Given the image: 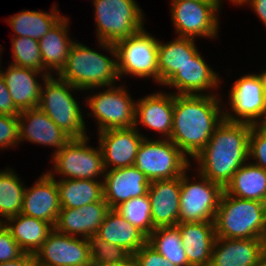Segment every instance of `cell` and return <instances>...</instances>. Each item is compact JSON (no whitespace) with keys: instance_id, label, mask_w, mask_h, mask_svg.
<instances>
[{"instance_id":"obj_48","label":"cell","mask_w":266,"mask_h":266,"mask_svg":"<svg viewBox=\"0 0 266 266\" xmlns=\"http://www.w3.org/2000/svg\"><path fill=\"white\" fill-rule=\"evenodd\" d=\"M254 266H266V255L261 258Z\"/></svg>"},{"instance_id":"obj_24","label":"cell","mask_w":266,"mask_h":266,"mask_svg":"<svg viewBox=\"0 0 266 266\" xmlns=\"http://www.w3.org/2000/svg\"><path fill=\"white\" fill-rule=\"evenodd\" d=\"M1 74L14 105L20 111L38 108L42 84L37 77L40 75L43 81L47 76L44 72L10 64L6 71L2 69Z\"/></svg>"},{"instance_id":"obj_12","label":"cell","mask_w":266,"mask_h":266,"mask_svg":"<svg viewBox=\"0 0 266 266\" xmlns=\"http://www.w3.org/2000/svg\"><path fill=\"white\" fill-rule=\"evenodd\" d=\"M171 19L178 37L218 38V7L215 0L171 1ZM217 36V37H216Z\"/></svg>"},{"instance_id":"obj_27","label":"cell","mask_w":266,"mask_h":266,"mask_svg":"<svg viewBox=\"0 0 266 266\" xmlns=\"http://www.w3.org/2000/svg\"><path fill=\"white\" fill-rule=\"evenodd\" d=\"M108 243L122 246L132 256L147 242L148 237L125 220L115 209H110L96 234Z\"/></svg>"},{"instance_id":"obj_41","label":"cell","mask_w":266,"mask_h":266,"mask_svg":"<svg viewBox=\"0 0 266 266\" xmlns=\"http://www.w3.org/2000/svg\"><path fill=\"white\" fill-rule=\"evenodd\" d=\"M137 266H175L146 242L134 255Z\"/></svg>"},{"instance_id":"obj_40","label":"cell","mask_w":266,"mask_h":266,"mask_svg":"<svg viewBox=\"0 0 266 266\" xmlns=\"http://www.w3.org/2000/svg\"><path fill=\"white\" fill-rule=\"evenodd\" d=\"M23 254L24 252L4 225L0 229V263L16 260Z\"/></svg>"},{"instance_id":"obj_3","label":"cell","mask_w":266,"mask_h":266,"mask_svg":"<svg viewBox=\"0 0 266 266\" xmlns=\"http://www.w3.org/2000/svg\"><path fill=\"white\" fill-rule=\"evenodd\" d=\"M98 43L99 48L111 53V58L75 41L65 66L56 76L83 91L115 85L120 80L115 46L109 42Z\"/></svg>"},{"instance_id":"obj_17","label":"cell","mask_w":266,"mask_h":266,"mask_svg":"<svg viewBox=\"0 0 266 266\" xmlns=\"http://www.w3.org/2000/svg\"><path fill=\"white\" fill-rule=\"evenodd\" d=\"M55 173H44L25 188L21 213L50 223L53 227L61 210Z\"/></svg>"},{"instance_id":"obj_33","label":"cell","mask_w":266,"mask_h":266,"mask_svg":"<svg viewBox=\"0 0 266 266\" xmlns=\"http://www.w3.org/2000/svg\"><path fill=\"white\" fill-rule=\"evenodd\" d=\"M176 226L156 227L147 242L175 266H190Z\"/></svg>"},{"instance_id":"obj_39","label":"cell","mask_w":266,"mask_h":266,"mask_svg":"<svg viewBox=\"0 0 266 266\" xmlns=\"http://www.w3.org/2000/svg\"><path fill=\"white\" fill-rule=\"evenodd\" d=\"M20 144L18 116L0 114V149Z\"/></svg>"},{"instance_id":"obj_26","label":"cell","mask_w":266,"mask_h":266,"mask_svg":"<svg viewBox=\"0 0 266 266\" xmlns=\"http://www.w3.org/2000/svg\"><path fill=\"white\" fill-rule=\"evenodd\" d=\"M69 20L63 16L40 40L39 48L43 60V72L57 75L65 66L69 51L75 40L68 35ZM52 70V71H51Z\"/></svg>"},{"instance_id":"obj_6","label":"cell","mask_w":266,"mask_h":266,"mask_svg":"<svg viewBox=\"0 0 266 266\" xmlns=\"http://www.w3.org/2000/svg\"><path fill=\"white\" fill-rule=\"evenodd\" d=\"M98 41L115 43L144 28V13L135 0H93Z\"/></svg>"},{"instance_id":"obj_47","label":"cell","mask_w":266,"mask_h":266,"mask_svg":"<svg viewBox=\"0 0 266 266\" xmlns=\"http://www.w3.org/2000/svg\"><path fill=\"white\" fill-rule=\"evenodd\" d=\"M259 79L261 80L262 86L266 94V70H263L261 73H257Z\"/></svg>"},{"instance_id":"obj_14","label":"cell","mask_w":266,"mask_h":266,"mask_svg":"<svg viewBox=\"0 0 266 266\" xmlns=\"http://www.w3.org/2000/svg\"><path fill=\"white\" fill-rule=\"evenodd\" d=\"M34 255L39 266H76L92 262L88 239L66 235L55 229Z\"/></svg>"},{"instance_id":"obj_35","label":"cell","mask_w":266,"mask_h":266,"mask_svg":"<svg viewBox=\"0 0 266 266\" xmlns=\"http://www.w3.org/2000/svg\"><path fill=\"white\" fill-rule=\"evenodd\" d=\"M115 210L124 217L126 221L141 230L147 237L155 229L151 218V204L148 194L131 198L121 203Z\"/></svg>"},{"instance_id":"obj_5","label":"cell","mask_w":266,"mask_h":266,"mask_svg":"<svg viewBox=\"0 0 266 266\" xmlns=\"http://www.w3.org/2000/svg\"><path fill=\"white\" fill-rule=\"evenodd\" d=\"M43 81L38 108L71 138L86 137L88 134L83 112L72 95V92L81 90L53 74L46 76Z\"/></svg>"},{"instance_id":"obj_11","label":"cell","mask_w":266,"mask_h":266,"mask_svg":"<svg viewBox=\"0 0 266 266\" xmlns=\"http://www.w3.org/2000/svg\"><path fill=\"white\" fill-rule=\"evenodd\" d=\"M92 94L86 100L91 110L87 115L97 120L98 132L134 127L136 101L125 87L112 85Z\"/></svg>"},{"instance_id":"obj_7","label":"cell","mask_w":266,"mask_h":266,"mask_svg":"<svg viewBox=\"0 0 266 266\" xmlns=\"http://www.w3.org/2000/svg\"><path fill=\"white\" fill-rule=\"evenodd\" d=\"M158 40L143 28L114 43L120 79L131 75L152 78L159 84Z\"/></svg>"},{"instance_id":"obj_8","label":"cell","mask_w":266,"mask_h":266,"mask_svg":"<svg viewBox=\"0 0 266 266\" xmlns=\"http://www.w3.org/2000/svg\"><path fill=\"white\" fill-rule=\"evenodd\" d=\"M134 166L149 181L177 178L192 167L189 158L170 139L163 138H144Z\"/></svg>"},{"instance_id":"obj_51","label":"cell","mask_w":266,"mask_h":266,"mask_svg":"<svg viewBox=\"0 0 266 266\" xmlns=\"http://www.w3.org/2000/svg\"><path fill=\"white\" fill-rule=\"evenodd\" d=\"M2 48L0 47V56H1V50ZM1 59V58H0ZM0 65H1V63H0ZM0 68H1V66H0ZM1 72H2V69H0V74H1Z\"/></svg>"},{"instance_id":"obj_21","label":"cell","mask_w":266,"mask_h":266,"mask_svg":"<svg viewBox=\"0 0 266 266\" xmlns=\"http://www.w3.org/2000/svg\"><path fill=\"white\" fill-rule=\"evenodd\" d=\"M266 255V239L216 237L209 266H254Z\"/></svg>"},{"instance_id":"obj_16","label":"cell","mask_w":266,"mask_h":266,"mask_svg":"<svg viewBox=\"0 0 266 266\" xmlns=\"http://www.w3.org/2000/svg\"><path fill=\"white\" fill-rule=\"evenodd\" d=\"M149 179L135 166L105 170L103 178V199L110 209L131 198L147 194Z\"/></svg>"},{"instance_id":"obj_4","label":"cell","mask_w":266,"mask_h":266,"mask_svg":"<svg viewBox=\"0 0 266 266\" xmlns=\"http://www.w3.org/2000/svg\"><path fill=\"white\" fill-rule=\"evenodd\" d=\"M214 226L216 237L266 239V203L241 199L223 191Z\"/></svg>"},{"instance_id":"obj_42","label":"cell","mask_w":266,"mask_h":266,"mask_svg":"<svg viewBox=\"0 0 266 266\" xmlns=\"http://www.w3.org/2000/svg\"><path fill=\"white\" fill-rule=\"evenodd\" d=\"M20 110L14 105L5 80L0 74V114L17 116Z\"/></svg>"},{"instance_id":"obj_30","label":"cell","mask_w":266,"mask_h":266,"mask_svg":"<svg viewBox=\"0 0 266 266\" xmlns=\"http://www.w3.org/2000/svg\"><path fill=\"white\" fill-rule=\"evenodd\" d=\"M224 191L241 199L266 203V170L247 161L235 172Z\"/></svg>"},{"instance_id":"obj_19","label":"cell","mask_w":266,"mask_h":266,"mask_svg":"<svg viewBox=\"0 0 266 266\" xmlns=\"http://www.w3.org/2000/svg\"><path fill=\"white\" fill-rule=\"evenodd\" d=\"M18 116L20 142L29 141L43 146L56 147L58 152L72 138L39 108L25 109Z\"/></svg>"},{"instance_id":"obj_23","label":"cell","mask_w":266,"mask_h":266,"mask_svg":"<svg viewBox=\"0 0 266 266\" xmlns=\"http://www.w3.org/2000/svg\"><path fill=\"white\" fill-rule=\"evenodd\" d=\"M181 176L150 181L147 191L153 226H176L179 223Z\"/></svg>"},{"instance_id":"obj_49","label":"cell","mask_w":266,"mask_h":266,"mask_svg":"<svg viewBox=\"0 0 266 266\" xmlns=\"http://www.w3.org/2000/svg\"><path fill=\"white\" fill-rule=\"evenodd\" d=\"M76 266H95V265L92 262H89V263H85L82 265H76Z\"/></svg>"},{"instance_id":"obj_46","label":"cell","mask_w":266,"mask_h":266,"mask_svg":"<svg viewBox=\"0 0 266 266\" xmlns=\"http://www.w3.org/2000/svg\"><path fill=\"white\" fill-rule=\"evenodd\" d=\"M222 1L223 0H215V2L217 3L218 7L221 9V5H222ZM231 3L233 4H237L239 6L243 5V4H247L248 0H229Z\"/></svg>"},{"instance_id":"obj_45","label":"cell","mask_w":266,"mask_h":266,"mask_svg":"<svg viewBox=\"0 0 266 266\" xmlns=\"http://www.w3.org/2000/svg\"><path fill=\"white\" fill-rule=\"evenodd\" d=\"M95 266H137V265H136V262H135L133 256H131L125 262L105 263V264H102V265H95Z\"/></svg>"},{"instance_id":"obj_36","label":"cell","mask_w":266,"mask_h":266,"mask_svg":"<svg viewBox=\"0 0 266 266\" xmlns=\"http://www.w3.org/2000/svg\"><path fill=\"white\" fill-rule=\"evenodd\" d=\"M12 56L14 61L11 62L12 65L43 72L39 41L29 37H13Z\"/></svg>"},{"instance_id":"obj_28","label":"cell","mask_w":266,"mask_h":266,"mask_svg":"<svg viewBox=\"0 0 266 266\" xmlns=\"http://www.w3.org/2000/svg\"><path fill=\"white\" fill-rule=\"evenodd\" d=\"M14 240L24 253L35 254L54 227L41 219L19 213L4 221Z\"/></svg>"},{"instance_id":"obj_22","label":"cell","mask_w":266,"mask_h":266,"mask_svg":"<svg viewBox=\"0 0 266 266\" xmlns=\"http://www.w3.org/2000/svg\"><path fill=\"white\" fill-rule=\"evenodd\" d=\"M174 93L157 91L138 99L135 105L134 127L138 124L155 130L164 137L170 139L173 125Z\"/></svg>"},{"instance_id":"obj_31","label":"cell","mask_w":266,"mask_h":266,"mask_svg":"<svg viewBox=\"0 0 266 266\" xmlns=\"http://www.w3.org/2000/svg\"><path fill=\"white\" fill-rule=\"evenodd\" d=\"M53 5L49 12L22 10L10 16L9 25L14 31L13 37H29L39 41L63 16L58 6Z\"/></svg>"},{"instance_id":"obj_44","label":"cell","mask_w":266,"mask_h":266,"mask_svg":"<svg viewBox=\"0 0 266 266\" xmlns=\"http://www.w3.org/2000/svg\"><path fill=\"white\" fill-rule=\"evenodd\" d=\"M248 4L266 27V0H248Z\"/></svg>"},{"instance_id":"obj_32","label":"cell","mask_w":266,"mask_h":266,"mask_svg":"<svg viewBox=\"0 0 266 266\" xmlns=\"http://www.w3.org/2000/svg\"><path fill=\"white\" fill-rule=\"evenodd\" d=\"M61 208H81L103 199V180L56 179Z\"/></svg>"},{"instance_id":"obj_1","label":"cell","mask_w":266,"mask_h":266,"mask_svg":"<svg viewBox=\"0 0 266 266\" xmlns=\"http://www.w3.org/2000/svg\"><path fill=\"white\" fill-rule=\"evenodd\" d=\"M220 95L174 94L170 140L190 159L207 145L215 128L224 120ZM222 109V110H221Z\"/></svg>"},{"instance_id":"obj_13","label":"cell","mask_w":266,"mask_h":266,"mask_svg":"<svg viewBox=\"0 0 266 266\" xmlns=\"http://www.w3.org/2000/svg\"><path fill=\"white\" fill-rule=\"evenodd\" d=\"M230 113L224 111L229 122L266 124V94L257 74L248 73L237 79L229 91Z\"/></svg>"},{"instance_id":"obj_29","label":"cell","mask_w":266,"mask_h":266,"mask_svg":"<svg viewBox=\"0 0 266 266\" xmlns=\"http://www.w3.org/2000/svg\"><path fill=\"white\" fill-rule=\"evenodd\" d=\"M195 39L178 37L167 43L158 40L159 85H164L197 52Z\"/></svg>"},{"instance_id":"obj_9","label":"cell","mask_w":266,"mask_h":266,"mask_svg":"<svg viewBox=\"0 0 266 266\" xmlns=\"http://www.w3.org/2000/svg\"><path fill=\"white\" fill-rule=\"evenodd\" d=\"M89 139L88 136L72 138L58 152L53 153L52 172L61 175V179L97 180V177H101L103 180L105 168L102 150L100 146L91 147Z\"/></svg>"},{"instance_id":"obj_18","label":"cell","mask_w":266,"mask_h":266,"mask_svg":"<svg viewBox=\"0 0 266 266\" xmlns=\"http://www.w3.org/2000/svg\"><path fill=\"white\" fill-rule=\"evenodd\" d=\"M220 81L219 75L198 51L163 86L175 88L177 95H211V89L219 88Z\"/></svg>"},{"instance_id":"obj_2","label":"cell","mask_w":266,"mask_h":266,"mask_svg":"<svg viewBox=\"0 0 266 266\" xmlns=\"http://www.w3.org/2000/svg\"><path fill=\"white\" fill-rule=\"evenodd\" d=\"M251 128L249 123L224 119L205 148L194 158L198 173L225 188L235 172L249 161Z\"/></svg>"},{"instance_id":"obj_25","label":"cell","mask_w":266,"mask_h":266,"mask_svg":"<svg viewBox=\"0 0 266 266\" xmlns=\"http://www.w3.org/2000/svg\"><path fill=\"white\" fill-rule=\"evenodd\" d=\"M176 227L190 266H209L216 239L214 222H179Z\"/></svg>"},{"instance_id":"obj_38","label":"cell","mask_w":266,"mask_h":266,"mask_svg":"<svg viewBox=\"0 0 266 266\" xmlns=\"http://www.w3.org/2000/svg\"><path fill=\"white\" fill-rule=\"evenodd\" d=\"M249 160H253L252 163L266 170V124L252 125L249 136Z\"/></svg>"},{"instance_id":"obj_37","label":"cell","mask_w":266,"mask_h":266,"mask_svg":"<svg viewBox=\"0 0 266 266\" xmlns=\"http://www.w3.org/2000/svg\"><path fill=\"white\" fill-rule=\"evenodd\" d=\"M88 241L90 245L91 261L94 265L125 262L132 256L122 246L108 243L97 235H93Z\"/></svg>"},{"instance_id":"obj_10","label":"cell","mask_w":266,"mask_h":266,"mask_svg":"<svg viewBox=\"0 0 266 266\" xmlns=\"http://www.w3.org/2000/svg\"><path fill=\"white\" fill-rule=\"evenodd\" d=\"M187 171L181 175L179 222H214L224 188L199 173L198 181L190 180Z\"/></svg>"},{"instance_id":"obj_50","label":"cell","mask_w":266,"mask_h":266,"mask_svg":"<svg viewBox=\"0 0 266 266\" xmlns=\"http://www.w3.org/2000/svg\"><path fill=\"white\" fill-rule=\"evenodd\" d=\"M4 226V220L0 217V229Z\"/></svg>"},{"instance_id":"obj_20","label":"cell","mask_w":266,"mask_h":266,"mask_svg":"<svg viewBox=\"0 0 266 266\" xmlns=\"http://www.w3.org/2000/svg\"><path fill=\"white\" fill-rule=\"evenodd\" d=\"M109 210L104 199L77 209L61 208L54 229L66 235L89 239L97 234Z\"/></svg>"},{"instance_id":"obj_34","label":"cell","mask_w":266,"mask_h":266,"mask_svg":"<svg viewBox=\"0 0 266 266\" xmlns=\"http://www.w3.org/2000/svg\"><path fill=\"white\" fill-rule=\"evenodd\" d=\"M25 188L13 169L0 171V216L4 221L21 213Z\"/></svg>"},{"instance_id":"obj_15","label":"cell","mask_w":266,"mask_h":266,"mask_svg":"<svg viewBox=\"0 0 266 266\" xmlns=\"http://www.w3.org/2000/svg\"><path fill=\"white\" fill-rule=\"evenodd\" d=\"M105 170L134 166L144 136L137 128L108 129L98 132Z\"/></svg>"},{"instance_id":"obj_43","label":"cell","mask_w":266,"mask_h":266,"mask_svg":"<svg viewBox=\"0 0 266 266\" xmlns=\"http://www.w3.org/2000/svg\"><path fill=\"white\" fill-rule=\"evenodd\" d=\"M37 260L34 254L24 253L16 260L0 263V266H37Z\"/></svg>"}]
</instances>
